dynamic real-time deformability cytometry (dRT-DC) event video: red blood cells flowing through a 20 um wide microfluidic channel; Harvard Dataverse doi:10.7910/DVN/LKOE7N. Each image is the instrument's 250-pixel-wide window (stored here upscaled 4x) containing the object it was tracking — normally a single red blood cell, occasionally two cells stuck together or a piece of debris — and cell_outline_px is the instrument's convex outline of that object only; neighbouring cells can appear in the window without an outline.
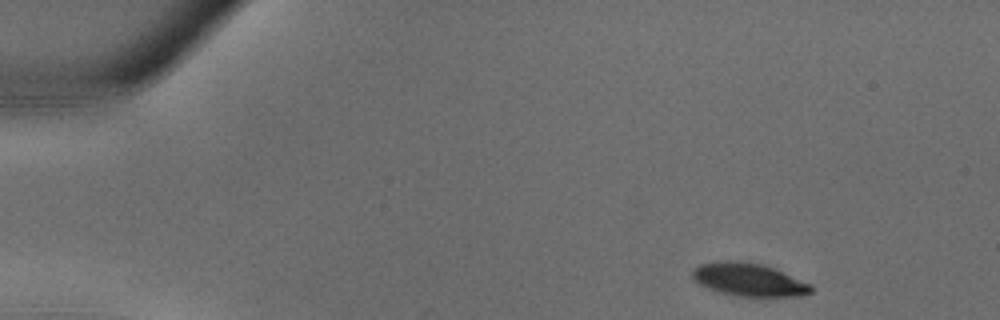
{"species": "common noctule bat (a hibernating species)", "species_latin": "Nyctalus noctula", "temperature_condition": "warm", "stored_images_in_passage": 33, "camera_frame_rate_fps": 3000, "um_per_image_px": 0.085, "animal": {"sex": "male", "body_mass_g": 18.8}, "frame": {"image": 1, "passage_image": 1, "time_ms": 0.0, "image_size_px": [1000, 320], "cell_outline_px": [[812, 292], [800, 296], [736, 296], [720, 292], [708, 288], [700, 284], [692, 276], [692, 268], [700, 264], [728, 260], [764, 264], [812, 284]], "centroid_in_image_um": [63.66, 23.77], "position_along_channel_um": 21.3, "area_um2": 22.66}}
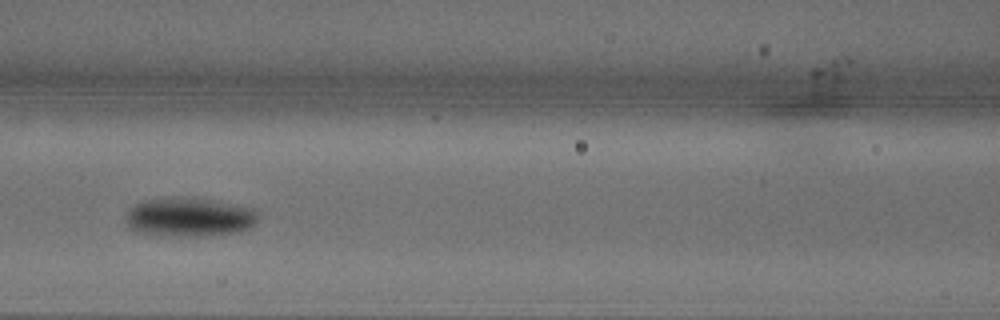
{"frame": {"image": 2, "passage_image": 13, "time_ms": 4.0, "image_size_px": [1000, 320], "cell_outline_px": [[256, 224], [240, 232], [204, 236], [164, 236], [136, 232], [128, 228], [124, 220], [124, 216], [128, 208], [144, 200], [208, 200], [256, 208]], "centroid_in_image_um": [16.05, 18.52], "position_along_channel_um": 150.6, "area_um2": 29.59}}
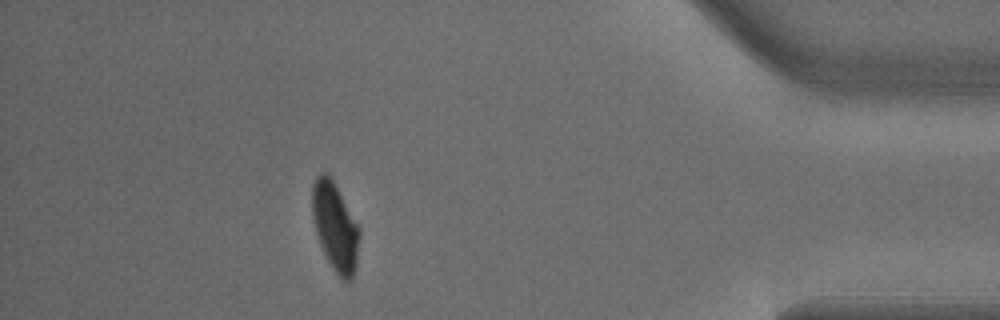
{"frame": {"image": 3, "passage_image": 29, "time_ms": 9.333, "image_size_px": [1000, 320], "cell_outline_px": [[360, 236], [356, 264], [352, 280], [348, 284], [336, 272], [328, 260], [320, 244], [316, 232], [312, 216], [312, 184], [316, 176], [320, 172], [328, 172], [360, 228]], "centroid_in_image_um": [28.48, 19.25], "position_along_channel_um": 406.7, "area_um2": 24.22}}